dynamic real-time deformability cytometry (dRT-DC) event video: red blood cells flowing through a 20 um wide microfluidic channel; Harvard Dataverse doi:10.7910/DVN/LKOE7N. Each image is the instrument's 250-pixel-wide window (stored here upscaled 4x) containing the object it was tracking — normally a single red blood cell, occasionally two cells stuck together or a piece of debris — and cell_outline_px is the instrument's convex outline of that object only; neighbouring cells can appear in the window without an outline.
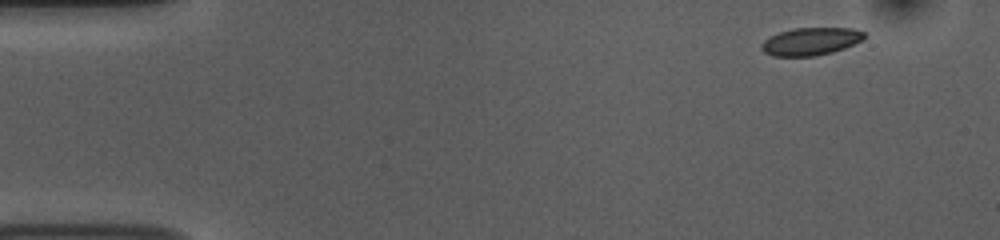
{"species": "common noctule bat (a hibernating species)", "species_latin": "Nyctalus noctula", "temperature_condition": "room temperature", "stored_images_in_passage": 50, "camera_frame_rate_fps": 3000, "um_per_image_px": 0.085, "animal": {"sex": "female", "body_mass_g": 10.0, "forearm_length_mm": 53.1}, "frame": {"image": 1, "passage_image": 1, "time_ms": 0.0, "image_size_px": [1000, 240], "cell_outline_px": [[868, 36], [864, 40], [844, 48], [832, 52], [816, 56], [772, 56], [764, 52], [760, 48], [760, 44], [764, 40], [780, 32], [792, 28], [852, 28], [868, 32]], "centroid_in_image_um": [68.97, 3.51], "position_along_channel_um": 16.0, "area_um2": 16.82}}
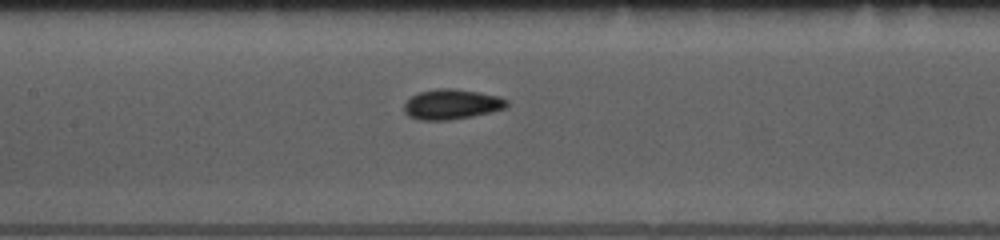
{"frame": {"image": 2, "passage_image": 21, "time_ms": 6.667, "image_size_px": [1000, 240], "cell_outline_px": [[508, 104], [504, 108], [492, 112], [472, 116], [448, 120], [420, 120], [408, 116], [404, 112], [404, 104], [412, 96], [420, 92], [436, 88], [452, 88], [500, 96], [508, 100]], "centroid_in_image_um": [38.39, 8.87], "position_along_channel_um": 169.0, "area_um2": 17.98}}
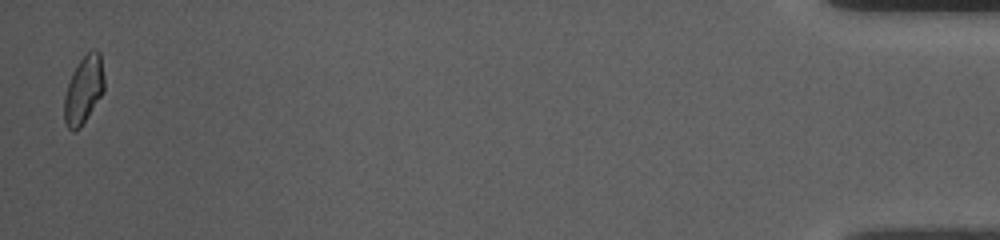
{"frame": {"image": 3, "passage_image": 49, "time_ms": 16.0, "image_size_px": [1000, 240], "cell_outline_px": [[104, 92], [80, 128], [72, 132], [64, 124], [64, 96], [72, 72], [80, 60], [88, 52], [96, 48], [100, 52], [104, 76]], "centroid_in_image_um": [7.11, 7.65], "position_along_channel_um": 428.1, "area_um2": 15.9}, "authors_computed_cell_mechanics": {"area_um2": 16.6753, "velocity_mm_per_s": 3.7496, "shape_relaxation_time_tau1_ms": 6.5212, "shape_relaxation_time_tau2_ms": 3.1905, "deformation_change_tau1": 0.1136, "deformation_change_tau2": 0.0594}}